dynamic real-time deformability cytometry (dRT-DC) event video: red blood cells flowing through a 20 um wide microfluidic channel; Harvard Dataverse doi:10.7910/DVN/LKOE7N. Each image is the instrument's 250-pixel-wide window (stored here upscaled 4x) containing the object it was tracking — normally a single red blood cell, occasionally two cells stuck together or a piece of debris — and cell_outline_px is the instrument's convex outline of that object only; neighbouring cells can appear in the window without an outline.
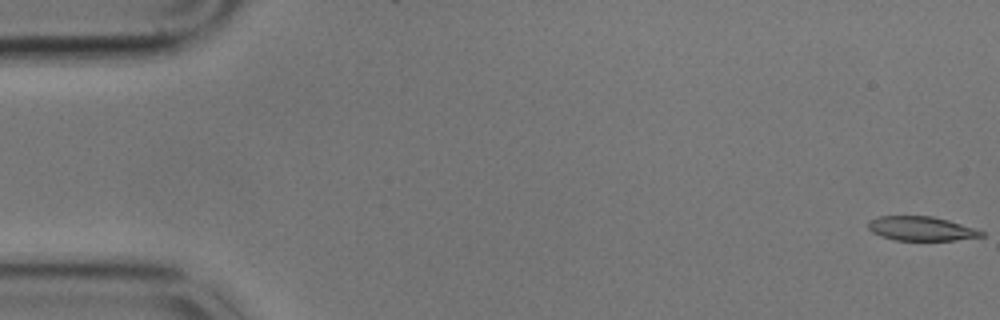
{"species": "common noctule bat (a hibernating species)", "species_latin": "Nyctalus noctula", "temperature_condition": "cold", "stored_images_in_passage": 59, "camera_frame_rate_fps": 3000, "um_per_image_px": 0.085, "animal": {"sex": "male", "body_mass_g": 17.9}, "frame": {"image": 1, "passage_image": 1, "time_ms": 0.0, "image_size_px": [1000, 320], "cell_outline_px": [[984, 236], [956, 240], [896, 240], [880, 236], [872, 232], [868, 228], [868, 220], [876, 216], [932, 216], [948, 220], [976, 228], [984, 232]], "centroid_in_image_um": [78.29, 19.42], "position_along_channel_um": 6.7, "area_um2": 16.07}}
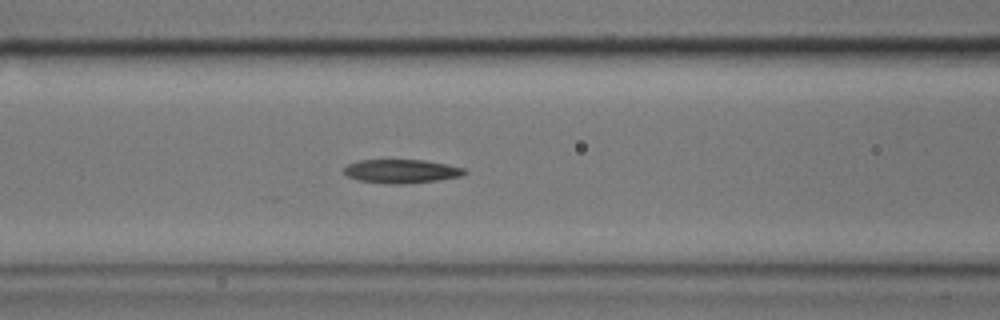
{"frame": {"image": 2, "passage_image": 24, "time_ms": 7.667, "image_size_px": [1000, 320], "cell_outline_px": [[468, 172], [460, 176], [436, 180], [404, 184], [392, 184], [356, 180], [348, 176], [344, 172], [344, 168], [348, 164], [360, 160], [424, 160], [464, 168]], "centroid_in_image_um": [34.09, 14.55], "position_along_channel_um": 132.5, "area_um2": 16.47}}
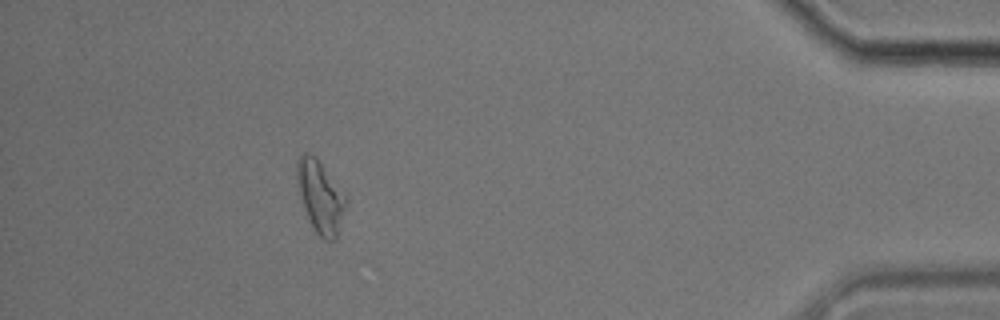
{"frame": {"image": 3, "passage_image": 53, "time_ms": 17.333, "image_size_px": [1000, 320], "cell_outline_px": [[348, 200], [336, 240], [324, 240], [312, 228], [304, 208], [296, 184], [296, 160], [304, 152], [316, 156], [344, 192]], "centroid_in_image_um": [27.22, 16.71], "position_along_channel_um": 408.0, "area_um2": 20.87}, "authors_computed_cell_mechanics": {"area_um2": 17.1666, "velocity_mm_per_s": 3.4105, "shape_relaxation_time_tau1_ms": 6.1711, "shape_relaxation_time_tau2_ms": 6.7911, "deformation_change_tau1": 0.2091, "deformation_change_tau2": 0.1809}}